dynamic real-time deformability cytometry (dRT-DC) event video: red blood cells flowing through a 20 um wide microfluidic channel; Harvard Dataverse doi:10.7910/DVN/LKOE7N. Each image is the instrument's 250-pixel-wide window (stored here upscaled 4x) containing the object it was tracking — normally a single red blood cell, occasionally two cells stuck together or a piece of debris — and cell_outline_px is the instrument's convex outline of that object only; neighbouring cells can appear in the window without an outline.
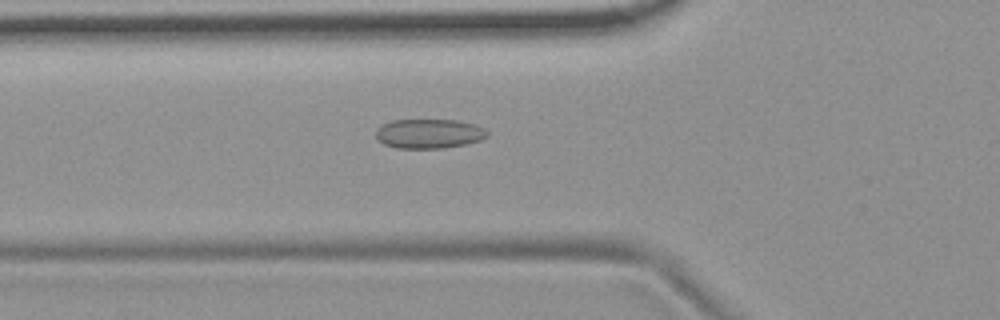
{"species": "common noctule bat (a hibernating species)", "species_latin": "Nyctalus noctula", "temperature_condition": "room temperature", "stored_images_in_passage": 54, "camera_frame_rate_fps": 3000, "um_per_image_px": 0.085, "animal": {"sex": "female", "body_mass_g": 19.9}, "frame": {"image": 1, "passage_image": 19, "time_ms": 6.0, "image_size_px": [1000, 320], "cell_outline_px": [[488, 136], [480, 140], [464, 144], [440, 148], [396, 148], [384, 144], [376, 136], [376, 128], [392, 120], [456, 120], [476, 124], [484, 128], [488, 132]], "centroid_in_image_um": [36.48, 11.35], "position_along_channel_um": 89.3, "area_um2": 19.02}}
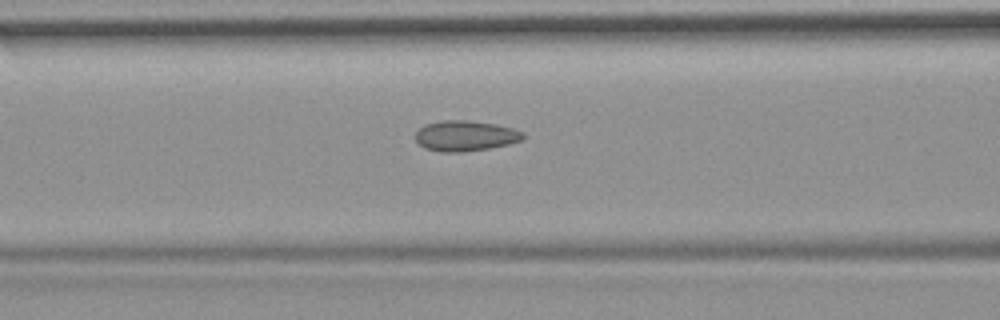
{"frame": {"image": 2, "passage_image": 22, "time_ms": 7.0, "image_size_px": [1000, 320], "cell_outline_px": [[524, 136], [520, 140], [508, 144], [488, 148], [464, 152], [440, 152], [424, 148], [416, 140], [416, 132], [424, 124], [444, 120], [468, 120], [496, 124], [512, 128], [524, 132]], "centroid_in_image_um": [39.53, 11.54], "position_along_channel_um": 127.1, "area_um2": 19.07}}
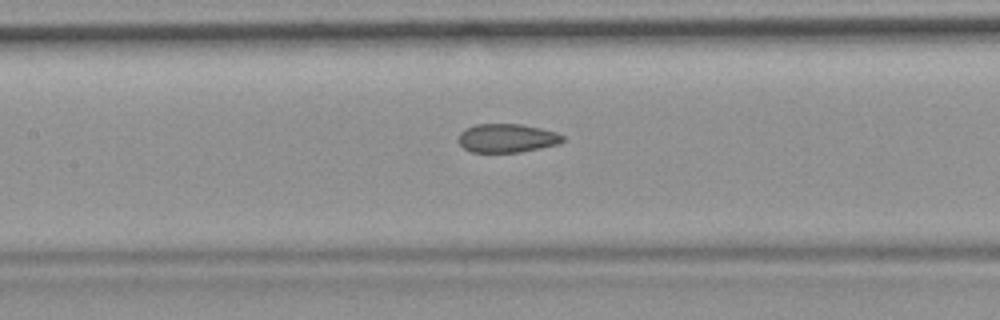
{"frame": {"image": 3, "passage_image": 25, "time_ms": 8.0, "image_size_px": [1000, 320], "cell_outline_px": [[564, 140], [560, 144], [520, 152], [472, 152], [464, 148], [460, 144], [460, 132], [476, 124], [520, 124], [540, 128], [556, 132], [564, 136]], "centroid_in_image_um": [43.13, 11.74], "position_along_channel_um": 164.3, "area_um2": 17.28}, "authors_computed_cell_mechanics": {"area_um2": 18.8139, "velocity_mm_per_s": 3.7239, "shape_relaxation_time_tau1_ms": null, "shape_relaxation_time_tau2_ms": 1.9756, "deformation_change_tau1": null, "deformation_change_tau2": 0.0903}}